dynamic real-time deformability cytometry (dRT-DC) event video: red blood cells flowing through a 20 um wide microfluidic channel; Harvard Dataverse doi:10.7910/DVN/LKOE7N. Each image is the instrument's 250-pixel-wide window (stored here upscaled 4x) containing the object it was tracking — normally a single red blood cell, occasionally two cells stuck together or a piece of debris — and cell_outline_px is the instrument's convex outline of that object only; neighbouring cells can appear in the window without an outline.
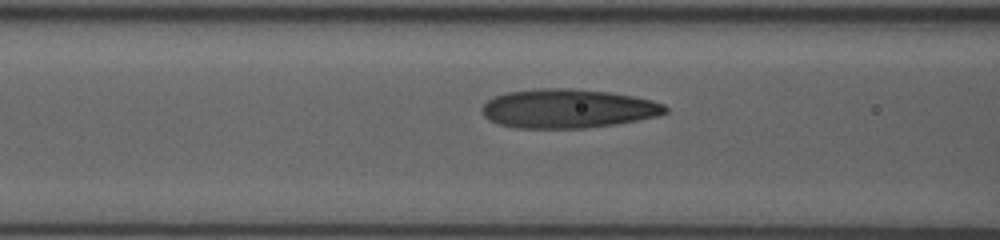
{"species": "human", "species_latin": "Homo sapiens", "temperature_condition": "room temperature", "stored_images_in_passage": 25, "camera_frame_rate_fps": 3000, "um_per_image_px": 0.085, "donor": {"sex": "female"}, "frame": {"image": 1, "passage_image": 16, "time_ms": 5.0, "image_size_px": [1000, 240], "cell_outline_px": [[668, 112], [656, 116], [616, 124], [588, 128], [516, 128], [496, 124], [488, 120], [484, 116], [480, 108], [488, 100], [496, 96], [508, 92], [536, 88], [572, 88], [608, 92], [632, 96], [652, 100], [664, 104], [668, 108]], "centroid_in_image_um": [48.24, 9.23], "position_along_channel_um": 118.4, "area_um2": 41.85}}
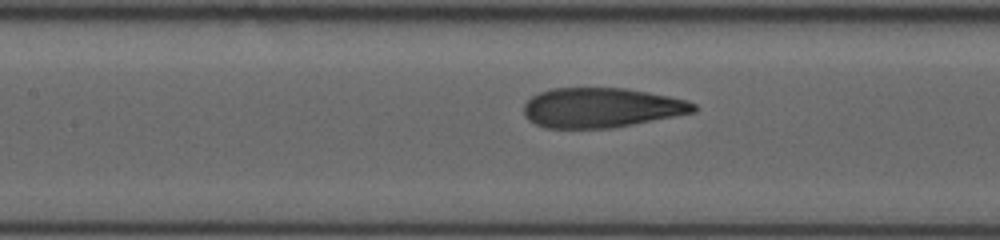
{"frame": {"image": 2, "passage_image": 19, "time_ms": 6.0, "image_size_px": [1000, 240], "cell_outline_px": [[696, 112], [612, 128], [544, 128], [528, 120], [524, 116], [524, 104], [532, 96], [540, 92], [552, 88], [624, 88], [668, 96], [688, 100], [696, 104]], "centroid_in_image_um": [51.1, 9.16], "position_along_channel_um": 156.3, "area_um2": 39.36}}
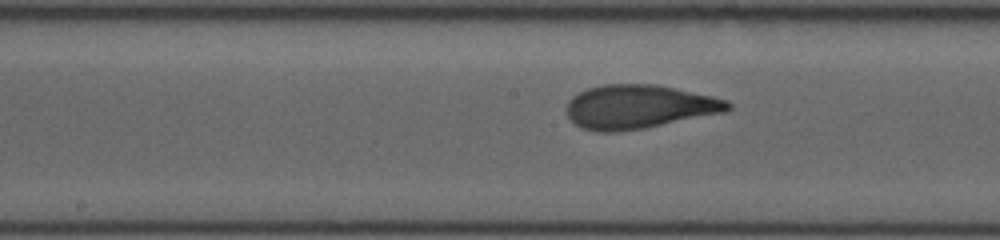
{"frame": {"image": 3, "passage_image": 22, "time_ms": 7.0, "image_size_px": [1000, 240], "cell_outline_px": [[732, 108], [728, 112], [644, 128], [616, 132], [596, 132], [580, 128], [568, 116], [568, 100], [572, 96], [588, 88], [604, 84], [656, 84], [712, 96], [728, 100], [732, 104]], "centroid_in_image_um": [54.34, 9.08], "position_along_channel_um": 193.9, "area_um2": 41.33}}